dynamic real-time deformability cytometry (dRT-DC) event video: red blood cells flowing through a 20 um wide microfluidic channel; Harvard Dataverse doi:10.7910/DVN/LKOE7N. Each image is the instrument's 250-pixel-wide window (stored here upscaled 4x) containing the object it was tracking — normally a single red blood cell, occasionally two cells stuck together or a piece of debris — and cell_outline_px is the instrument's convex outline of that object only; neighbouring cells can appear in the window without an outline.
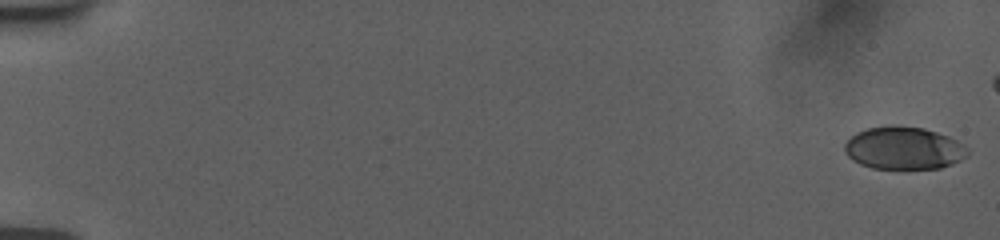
{"species": "human", "species_latin": "Homo sapiens", "temperature_condition": "room temperature", "stored_images_in_passage": 19, "camera_frame_rate_fps": 3000, "um_per_image_px": 0.085, "donor": {"sex": "female"}, "frame": {"image": 1, "passage_image": 1, "time_ms": 0.0, "image_size_px": [1000, 240], "cell_outline_px": [[968, 156], [952, 164], [940, 168], [872, 168], [860, 164], [852, 160], [844, 152], [844, 144], [856, 132], [868, 128], [888, 124], [896, 124], [924, 128], [948, 136], [964, 144], [968, 148]], "centroid_in_image_um": [76.81, 12.57], "position_along_channel_um": 8.2, "area_um2": 30.81}}